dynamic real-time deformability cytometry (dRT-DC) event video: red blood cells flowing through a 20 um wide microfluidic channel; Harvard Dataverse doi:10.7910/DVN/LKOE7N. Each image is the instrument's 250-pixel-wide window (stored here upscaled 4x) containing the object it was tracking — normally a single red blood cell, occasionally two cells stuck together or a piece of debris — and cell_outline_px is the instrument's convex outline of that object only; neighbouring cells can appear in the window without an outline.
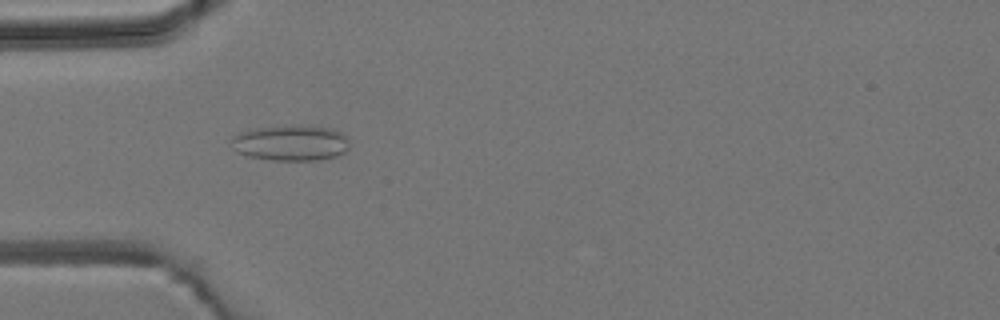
{"species": "common noctule bat (a hibernating species)", "species_latin": "Nyctalus noctula", "temperature_condition": "room temperature", "stored_images_in_passage": 5, "camera_frame_rate_fps": 3000, "um_per_image_px": 0.085, "animal": {"sex": "male", "body_mass_g": 19.2, "forearm_length_mm": 51.8}, "frame": {"image": 1, "passage_image": 3, "time_ms": 2.333, "image_size_px": [1000, 320], "cell_outline_px": [[348, 148], [344, 152], [336, 156], [316, 160], [272, 160], [248, 156], [236, 152], [232, 148], [232, 136], [240, 132], [256, 128], [284, 124], [332, 128], [340, 132], [348, 140]], "centroid_in_image_um": [24.68, 12.13], "position_along_channel_um": 60.3, "area_um2": 24.68}}
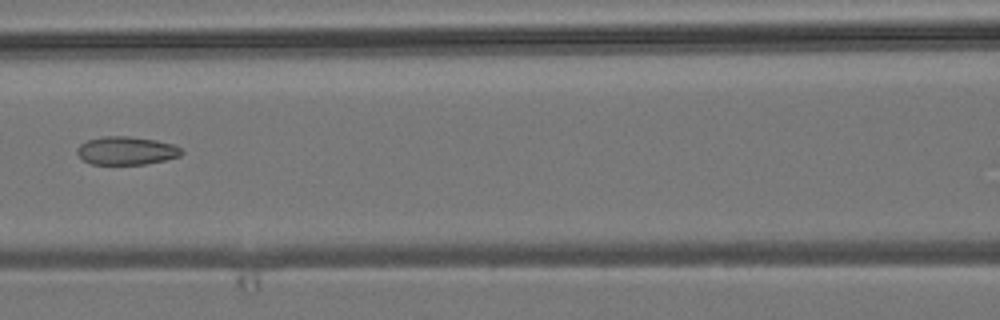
{"frame": {"image": 2, "passage_image": 5, "time_ms": 4.667, "image_size_px": [1000, 320], "cell_outline_px": [[184, 152], [180, 156], [164, 160], [144, 164], [92, 164], [84, 160], [76, 152], [76, 148], [80, 144], [88, 140], [104, 136], [128, 136], [156, 140], [172, 144], [180, 148]], "centroid_in_image_um": [10.73, 12.8], "position_along_channel_um": 155.9, "area_um2": 17.05}}